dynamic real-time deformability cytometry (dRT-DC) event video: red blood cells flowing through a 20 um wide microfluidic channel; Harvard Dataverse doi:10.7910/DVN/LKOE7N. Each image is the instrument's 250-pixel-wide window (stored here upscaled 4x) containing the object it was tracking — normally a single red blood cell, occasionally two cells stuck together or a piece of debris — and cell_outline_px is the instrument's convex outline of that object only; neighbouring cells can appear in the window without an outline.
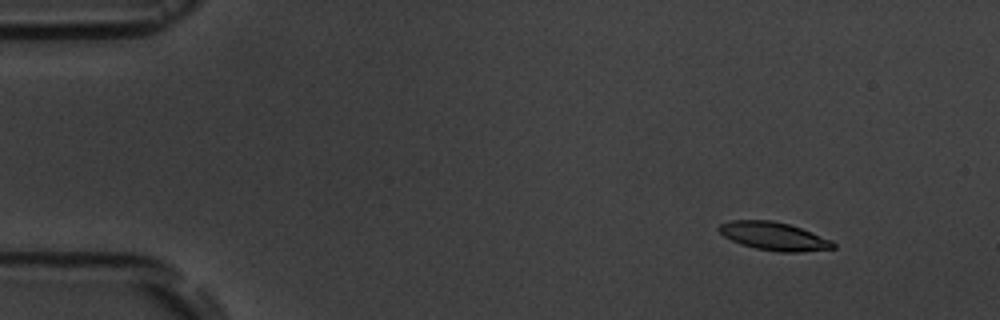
{"species": "common noctule bat (a hibernating species)", "species_latin": "Nyctalus noctula", "temperature_condition": "room temperature", "stored_images_in_passage": 6, "camera_frame_rate_fps": 3000, "um_per_image_px": 0.085, "animal": {"sex": "male", "body_mass_g": 19.5, "forearm_length_mm": 54.6}, "frame": {"image": 1, "passage_image": 2, "time_ms": 2.0, "image_size_px": [1000, 320], "cell_outline_px": [[836, 248], [800, 252], [776, 252], [756, 248], [740, 244], [724, 236], [716, 228], [720, 224], [728, 220], [772, 220], [788, 224], [800, 228], [832, 240], [836, 244]], "centroid_in_image_um": [65.77, 20.08], "position_along_channel_um": 19.2, "area_um2": 18.79}}
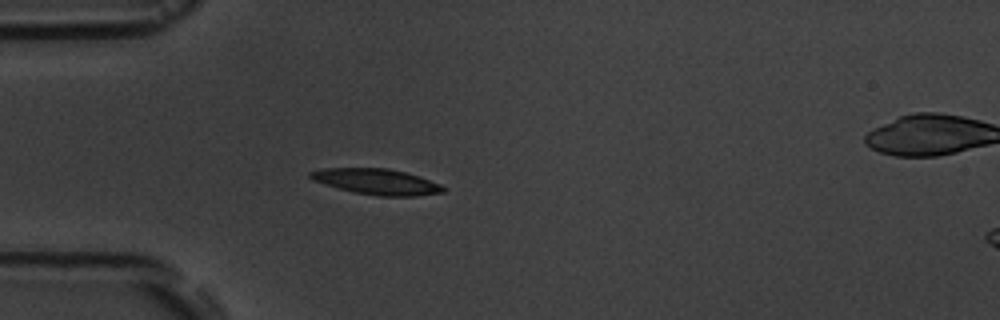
{"frame": {"image": 2, "passage_image": 5, "time_ms": 5.333, "image_size_px": [1000, 320], "cell_outline_px": [[444, 192], [416, 196], [376, 196], [356, 192], [340, 188], [312, 180], [308, 176], [308, 172], [324, 168], [388, 168], [420, 176], [440, 184], [444, 188]], "centroid_in_image_um": [32.02, 15.43], "position_along_channel_um": 53.0, "area_um2": 19.77}}